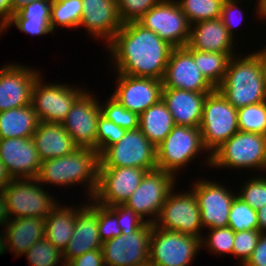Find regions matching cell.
Segmentation results:
<instances>
[{
  "instance_id": "cell-1",
  "label": "cell",
  "mask_w": 266,
  "mask_h": 266,
  "mask_svg": "<svg viewBox=\"0 0 266 266\" xmlns=\"http://www.w3.org/2000/svg\"><path fill=\"white\" fill-rule=\"evenodd\" d=\"M105 45L116 73L161 81L174 48L137 21L124 23Z\"/></svg>"
},
{
  "instance_id": "cell-2",
  "label": "cell",
  "mask_w": 266,
  "mask_h": 266,
  "mask_svg": "<svg viewBox=\"0 0 266 266\" xmlns=\"http://www.w3.org/2000/svg\"><path fill=\"white\" fill-rule=\"evenodd\" d=\"M216 89L236 109L266 101L262 50L243 58L232 56L224 80Z\"/></svg>"
},
{
  "instance_id": "cell-3",
  "label": "cell",
  "mask_w": 266,
  "mask_h": 266,
  "mask_svg": "<svg viewBox=\"0 0 266 266\" xmlns=\"http://www.w3.org/2000/svg\"><path fill=\"white\" fill-rule=\"evenodd\" d=\"M99 154L95 149L78 148L73 153L41 162L36 179L42 185L58 186L87 185L89 199H93L98 188ZM45 183V184H43Z\"/></svg>"
},
{
  "instance_id": "cell-4",
  "label": "cell",
  "mask_w": 266,
  "mask_h": 266,
  "mask_svg": "<svg viewBox=\"0 0 266 266\" xmlns=\"http://www.w3.org/2000/svg\"><path fill=\"white\" fill-rule=\"evenodd\" d=\"M199 128L210 167L211 154L239 131L237 109L217 89L206 96Z\"/></svg>"
},
{
  "instance_id": "cell-5",
  "label": "cell",
  "mask_w": 266,
  "mask_h": 266,
  "mask_svg": "<svg viewBox=\"0 0 266 266\" xmlns=\"http://www.w3.org/2000/svg\"><path fill=\"white\" fill-rule=\"evenodd\" d=\"M211 167L266 171V136L236 132L211 154Z\"/></svg>"
},
{
  "instance_id": "cell-6",
  "label": "cell",
  "mask_w": 266,
  "mask_h": 266,
  "mask_svg": "<svg viewBox=\"0 0 266 266\" xmlns=\"http://www.w3.org/2000/svg\"><path fill=\"white\" fill-rule=\"evenodd\" d=\"M202 151L208 152L203 146L199 127L175 125L167 137L156 146L157 169L176 177L177 172Z\"/></svg>"
},
{
  "instance_id": "cell-7",
  "label": "cell",
  "mask_w": 266,
  "mask_h": 266,
  "mask_svg": "<svg viewBox=\"0 0 266 266\" xmlns=\"http://www.w3.org/2000/svg\"><path fill=\"white\" fill-rule=\"evenodd\" d=\"M2 191L10 219L23 217L46 219L58 204L36 178L13 179Z\"/></svg>"
},
{
  "instance_id": "cell-8",
  "label": "cell",
  "mask_w": 266,
  "mask_h": 266,
  "mask_svg": "<svg viewBox=\"0 0 266 266\" xmlns=\"http://www.w3.org/2000/svg\"><path fill=\"white\" fill-rule=\"evenodd\" d=\"M201 248L200 238L165 230L153 224L149 263L152 266H189Z\"/></svg>"
},
{
  "instance_id": "cell-9",
  "label": "cell",
  "mask_w": 266,
  "mask_h": 266,
  "mask_svg": "<svg viewBox=\"0 0 266 266\" xmlns=\"http://www.w3.org/2000/svg\"><path fill=\"white\" fill-rule=\"evenodd\" d=\"M99 167H137L147 172L157 169L156 147L140 128L126 130L118 143L99 156Z\"/></svg>"
},
{
  "instance_id": "cell-10",
  "label": "cell",
  "mask_w": 266,
  "mask_h": 266,
  "mask_svg": "<svg viewBox=\"0 0 266 266\" xmlns=\"http://www.w3.org/2000/svg\"><path fill=\"white\" fill-rule=\"evenodd\" d=\"M154 225L202 239L201 213L194 192L190 189L176 193L173 188L167 195Z\"/></svg>"
},
{
  "instance_id": "cell-11",
  "label": "cell",
  "mask_w": 266,
  "mask_h": 266,
  "mask_svg": "<svg viewBox=\"0 0 266 266\" xmlns=\"http://www.w3.org/2000/svg\"><path fill=\"white\" fill-rule=\"evenodd\" d=\"M85 91L68 84H44L40 75L32 87L31 104L39 121L61 124Z\"/></svg>"
},
{
  "instance_id": "cell-12",
  "label": "cell",
  "mask_w": 266,
  "mask_h": 266,
  "mask_svg": "<svg viewBox=\"0 0 266 266\" xmlns=\"http://www.w3.org/2000/svg\"><path fill=\"white\" fill-rule=\"evenodd\" d=\"M137 22L174 48L188 44L190 24L176 0H161Z\"/></svg>"
},
{
  "instance_id": "cell-13",
  "label": "cell",
  "mask_w": 266,
  "mask_h": 266,
  "mask_svg": "<svg viewBox=\"0 0 266 266\" xmlns=\"http://www.w3.org/2000/svg\"><path fill=\"white\" fill-rule=\"evenodd\" d=\"M176 178L163 170L148 171L124 204L131 207L141 218L149 217L146 222L154 224L167 195L175 187Z\"/></svg>"
},
{
  "instance_id": "cell-14",
  "label": "cell",
  "mask_w": 266,
  "mask_h": 266,
  "mask_svg": "<svg viewBox=\"0 0 266 266\" xmlns=\"http://www.w3.org/2000/svg\"><path fill=\"white\" fill-rule=\"evenodd\" d=\"M152 228L153 224L146 223L136 232L121 234L102 242L105 266H137L148 263Z\"/></svg>"
},
{
  "instance_id": "cell-15",
  "label": "cell",
  "mask_w": 266,
  "mask_h": 266,
  "mask_svg": "<svg viewBox=\"0 0 266 266\" xmlns=\"http://www.w3.org/2000/svg\"><path fill=\"white\" fill-rule=\"evenodd\" d=\"M146 172L137 167H99L98 188L92 200L105 207L125 203Z\"/></svg>"
},
{
  "instance_id": "cell-16",
  "label": "cell",
  "mask_w": 266,
  "mask_h": 266,
  "mask_svg": "<svg viewBox=\"0 0 266 266\" xmlns=\"http://www.w3.org/2000/svg\"><path fill=\"white\" fill-rule=\"evenodd\" d=\"M100 114L99 100L94 94L91 95V92L85 91L72 105L61 124L79 148L96 150L97 125Z\"/></svg>"
},
{
  "instance_id": "cell-17",
  "label": "cell",
  "mask_w": 266,
  "mask_h": 266,
  "mask_svg": "<svg viewBox=\"0 0 266 266\" xmlns=\"http://www.w3.org/2000/svg\"><path fill=\"white\" fill-rule=\"evenodd\" d=\"M192 185L203 228L209 229L228 227L231 204L237 195L224 187L223 184L208 180H200Z\"/></svg>"
},
{
  "instance_id": "cell-18",
  "label": "cell",
  "mask_w": 266,
  "mask_h": 266,
  "mask_svg": "<svg viewBox=\"0 0 266 266\" xmlns=\"http://www.w3.org/2000/svg\"><path fill=\"white\" fill-rule=\"evenodd\" d=\"M162 84L163 88L192 92H214L216 90L196 66L192 49L187 46L173 48Z\"/></svg>"
},
{
  "instance_id": "cell-19",
  "label": "cell",
  "mask_w": 266,
  "mask_h": 266,
  "mask_svg": "<svg viewBox=\"0 0 266 266\" xmlns=\"http://www.w3.org/2000/svg\"><path fill=\"white\" fill-rule=\"evenodd\" d=\"M116 89L111 94L126 109L138 115L162 99L161 80L117 73Z\"/></svg>"
},
{
  "instance_id": "cell-20",
  "label": "cell",
  "mask_w": 266,
  "mask_h": 266,
  "mask_svg": "<svg viewBox=\"0 0 266 266\" xmlns=\"http://www.w3.org/2000/svg\"><path fill=\"white\" fill-rule=\"evenodd\" d=\"M42 75L15 63L0 67V112L31 104L32 87Z\"/></svg>"
},
{
  "instance_id": "cell-21",
  "label": "cell",
  "mask_w": 266,
  "mask_h": 266,
  "mask_svg": "<svg viewBox=\"0 0 266 266\" xmlns=\"http://www.w3.org/2000/svg\"><path fill=\"white\" fill-rule=\"evenodd\" d=\"M0 160L12 179L36 178L42 162L33 138L0 139Z\"/></svg>"
},
{
  "instance_id": "cell-22",
  "label": "cell",
  "mask_w": 266,
  "mask_h": 266,
  "mask_svg": "<svg viewBox=\"0 0 266 266\" xmlns=\"http://www.w3.org/2000/svg\"><path fill=\"white\" fill-rule=\"evenodd\" d=\"M82 8L79 27L108 44L123 25L116 0H82Z\"/></svg>"
},
{
  "instance_id": "cell-23",
  "label": "cell",
  "mask_w": 266,
  "mask_h": 266,
  "mask_svg": "<svg viewBox=\"0 0 266 266\" xmlns=\"http://www.w3.org/2000/svg\"><path fill=\"white\" fill-rule=\"evenodd\" d=\"M210 93L163 88L162 100L171 112L175 125L200 127L204 101Z\"/></svg>"
},
{
  "instance_id": "cell-24",
  "label": "cell",
  "mask_w": 266,
  "mask_h": 266,
  "mask_svg": "<svg viewBox=\"0 0 266 266\" xmlns=\"http://www.w3.org/2000/svg\"><path fill=\"white\" fill-rule=\"evenodd\" d=\"M101 247L97 213L85 204L75 214L74 232L63 252L64 262L67 264L70 260Z\"/></svg>"
},
{
  "instance_id": "cell-25",
  "label": "cell",
  "mask_w": 266,
  "mask_h": 266,
  "mask_svg": "<svg viewBox=\"0 0 266 266\" xmlns=\"http://www.w3.org/2000/svg\"><path fill=\"white\" fill-rule=\"evenodd\" d=\"M234 38L220 18L204 20L190 25L189 49L204 52L235 53Z\"/></svg>"
},
{
  "instance_id": "cell-26",
  "label": "cell",
  "mask_w": 266,
  "mask_h": 266,
  "mask_svg": "<svg viewBox=\"0 0 266 266\" xmlns=\"http://www.w3.org/2000/svg\"><path fill=\"white\" fill-rule=\"evenodd\" d=\"M32 138L41 161L62 157L79 148L62 124L39 121Z\"/></svg>"
},
{
  "instance_id": "cell-27",
  "label": "cell",
  "mask_w": 266,
  "mask_h": 266,
  "mask_svg": "<svg viewBox=\"0 0 266 266\" xmlns=\"http://www.w3.org/2000/svg\"><path fill=\"white\" fill-rule=\"evenodd\" d=\"M4 227L7 250L16 256L24 255L35 242L45 237V219L39 217L10 219Z\"/></svg>"
},
{
  "instance_id": "cell-28",
  "label": "cell",
  "mask_w": 266,
  "mask_h": 266,
  "mask_svg": "<svg viewBox=\"0 0 266 266\" xmlns=\"http://www.w3.org/2000/svg\"><path fill=\"white\" fill-rule=\"evenodd\" d=\"M85 205L78 208L60 205L52 209L45 219V237L54 247L64 252L74 232L75 214Z\"/></svg>"
},
{
  "instance_id": "cell-29",
  "label": "cell",
  "mask_w": 266,
  "mask_h": 266,
  "mask_svg": "<svg viewBox=\"0 0 266 266\" xmlns=\"http://www.w3.org/2000/svg\"><path fill=\"white\" fill-rule=\"evenodd\" d=\"M38 123L32 104L0 112V139L32 138Z\"/></svg>"
},
{
  "instance_id": "cell-30",
  "label": "cell",
  "mask_w": 266,
  "mask_h": 266,
  "mask_svg": "<svg viewBox=\"0 0 266 266\" xmlns=\"http://www.w3.org/2000/svg\"><path fill=\"white\" fill-rule=\"evenodd\" d=\"M174 126L172 114L162 99L139 115V128L155 147L167 137Z\"/></svg>"
},
{
  "instance_id": "cell-31",
  "label": "cell",
  "mask_w": 266,
  "mask_h": 266,
  "mask_svg": "<svg viewBox=\"0 0 266 266\" xmlns=\"http://www.w3.org/2000/svg\"><path fill=\"white\" fill-rule=\"evenodd\" d=\"M234 55L235 53L204 52L192 49L196 66L215 88L223 82L228 62Z\"/></svg>"
},
{
  "instance_id": "cell-32",
  "label": "cell",
  "mask_w": 266,
  "mask_h": 266,
  "mask_svg": "<svg viewBox=\"0 0 266 266\" xmlns=\"http://www.w3.org/2000/svg\"><path fill=\"white\" fill-rule=\"evenodd\" d=\"M83 13L82 0H52L50 26L52 31L56 25L66 28H78Z\"/></svg>"
},
{
  "instance_id": "cell-33",
  "label": "cell",
  "mask_w": 266,
  "mask_h": 266,
  "mask_svg": "<svg viewBox=\"0 0 266 266\" xmlns=\"http://www.w3.org/2000/svg\"><path fill=\"white\" fill-rule=\"evenodd\" d=\"M190 25L218 19L225 0H176Z\"/></svg>"
},
{
  "instance_id": "cell-34",
  "label": "cell",
  "mask_w": 266,
  "mask_h": 266,
  "mask_svg": "<svg viewBox=\"0 0 266 266\" xmlns=\"http://www.w3.org/2000/svg\"><path fill=\"white\" fill-rule=\"evenodd\" d=\"M238 130L266 136V101L237 109Z\"/></svg>"
},
{
  "instance_id": "cell-35",
  "label": "cell",
  "mask_w": 266,
  "mask_h": 266,
  "mask_svg": "<svg viewBox=\"0 0 266 266\" xmlns=\"http://www.w3.org/2000/svg\"><path fill=\"white\" fill-rule=\"evenodd\" d=\"M25 256L31 266H58L62 260V266H66L63 252L54 247L46 237L35 242Z\"/></svg>"
},
{
  "instance_id": "cell-36",
  "label": "cell",
  "mask_w": 266,
  "mask_h": 266,
  "mask_svg": "<svg viewBox=\"0 0 266 266\" xmlns=\"http://www.w3.org/2000/svg\"><path fill=\"white\" fill-rule=\"evenodd\" d=\"M228 227L234 232L258 229L257 211L236 196L231 204Z\"/></svg>"
},
{
  "instance_id": "cell-37",
  "label": "cell",
  "mask_w": 266,
  "mask_h": 266,
  "mask_svg": "<svg viewBox=\"0 0 266 266\" xmlns=\"http://www.w3.org/2000/svg\"><path fill=\"white\" fill-rule=\"evenodd\" d=\"M101 104V114L108 120L126 130L139 128V115L126 109L112 96L105 103Z\"/></svg>"
},
{
  "instance_id": "cell-38",
  "label": "cell",
  "mask_w": 266,
  "mask_h": 266,
  "mask_svg": "<svg viewBox=\"0 0 266 266\" xmlns=\"http://www.w3.org/2000/svg\"><path fill=\"white\" fill-rule=\"evenodd\" d=\"M87 204L97 213L98 230L102 242L116 238L122 234L118 225L117 214L110 208L99 205L96 201L89 199Z\"/></svg>"
},
{
  "instance_id": "cell-39",
  "label": "cell",
  "mask_w": 266,
  "mask_h": 266,
  "mask_svg": "<svg viewBox=\"0 0 266 266\" xmlns=\"http://www.w3.org/2000/svg\"><path fill=\"white\" fill-rule=\"evenodd\" d=\"M207 237L201 239V246L214 254H231L234 244V231L230 227L210 229Z\"/></svg>"
},
{
  "instance_id": "cell-40",
  "label": "cell",
  "mask_w": 266,
  "mask_h": 266,
  "mask_svg": "<svg viewBox=\"0 0 266 266\" xmlns=\"http://www.w3.org/2000/svg\"><path fill=\"white\" fill-rule=\"evenodd\" d=\"M252 176L245 182L237 196L249 204L254 210H259L266 205V177Z\"/></svg>"
},
{
  "instance_id": "cell-41",
  "label": "cell",
  "mask_w": 266,
  "mask_h": 266,
  "mask_svg": "<svg viewBox=\"0 0 266 266\" xmlns=\"http://www.w3.org/2000/svg\"><path fill=\"white\" fill-rule=\"evenodd\" d=\"M126 129L108 120L102 114L98 118L96 151L99 156L109 147L119 142Z\"/></svg>"
},
{
  "instance_id": "cell-42",
  "label": "cell",
  "mask_w": 266,
  "mask_h": 266,
  "mask_svg": "<svg viewBox=\"0 0 266 266\" xmlns=\"http://www.w3.org/2000/svg\"><path fill=\"white\" fill-rule=\"evenodd\" d=\"M261 232L258 229L234 232V244L232 255L239 258L241 266L251 256L256 248Z\"/></svg>"
},
{
  "instance_id": "cell-43",
  "label": "cell",
  "mask_w": 266,
  "mask_h": 266,
  "mask_svg": "<svg viewBox=\"0 0 266 266\" xmlns=\"http://www.w3.org/2000/svg\"><path fill=\"white\" fill-rule=\"evenodd\" d=\"M161 0H116L122 23L137 21Z\"/></svg>"
},
{
  "instance_id": "cell-44",
  "label": "cell",
  "mask_w": 266,
  "mask_h": 266,
  "mask_svg": "<svg viewBox=\"0 0 266 266\" xmlns=\"http://www.w3.org/2000/svg\"><path fill=\"white\" fill-rule=\"evenodd\" d=\"M118 217V225L122 234H129L141 229L147 222L141 218L134 210L124 203L110 207Z\"/></svg>"
},
{
  "instance_id": "cell-45",
  "label": "cell",
  "mask_w": 266,
  "mask_h": 266,
  "mask_svg": "<svg viewBox=\"0 0 266 266\" xmlns=\"http://www.w3.org/2000/svg\"><path fill=\"white\" fill-rule=\"evenodd\" d=\"M16 25V27L24 33L42 36L53 33L50 20H30L23 19L17 12L13 15L12 19L6 24V26L0 31V34L5 30L9 29L10 26Z\"/></svg>"
},
{
  "instance_id": "cell-46",
  "label": "cell",
  "mask_w": 266,
  "mask_h": 266,
  "mask_svg": "<svg viewBox=\"0 0 266 266\" xmlns=\"http://www.w3.org/2000/svg\"><path fill=\"white\" fill-rule=\"evenodd\" d=\"M238 2H239V0H225L223 7H222V11H221V16H220V19H221L223 25L227 28V31L229 32V34L233 38L235 35L233 33L234 32L233 28L238 27L239 24L244 19L243 11L238 6Z\"/></svg>"
},
{
  "instance_id": "cell-47",
  "label": "cell",
  "mask_w": 266,
  "mask_h": 266,
  "mask_svg": "<svg viewBox=\"0 0 266 266\" xmlns=\"http://www.w3.org/2000/svg\"><path fill=\"white\" fill-rule=\"evenodd\" d=\"M51 4L52 0H34L21 8L17 13L23 19L50 20Z\"/></svg>"
},
{
  "instance_id": "cell-48",
  "label": "cell",
  "mask_w": 266,
  "mask_h": 266,
  "mask_svg": "<svg viewBox=\"0 0 266 266\" xmlns=\"http://www.w3.org/2000/svg\"><path fill=\"white\" fill-rule=\"evenodd\" d=\"M66 266H105L101 249L88 251L70 260Z\"/></svg>"
},
{
  "instance_id": "cell-49",
  "label": "cell",
  "mask_w": 266,
  "mask_h": 266,
  "mask_svg": "<svg viewBox=\"0 0 266 266\" xmlns=\"http://www.w3.org/2000/svg\"><path fill=\"white\" fill-rule=\"evenodd\" d=\"M242 266H266V233H261L256 248Z\"/></svg>"
},
{
  "instance_id": "cell-50",
  "label": "cell",
  "mask_w": 266,
  "mask_h": 266,
  "mask_svg": "<svg viewBox=\"0 0 266 266\" xmlns=\"http://www.w3.org/2000/svg\"><path fill=\"white\" fill-rule=\"evenodd\" d=\"M12 0H0V31L13 17Z\"/></svg>"
},
{
  "instance_id": "cell-51",
  "label": "cell",
  "mask_w": 266,
  "mask_h": 266,
  "mask_svg": "<svg viewBox=\"0 0 266 266\" xmlns=\"http://www.w3.org/2000/svg\"><path fill=\"white\" fill-rule=\"evenodd\" d=\"M9 220L10 218L7 211L6 200L4 198L3 191L0 190V226L4 228L3 226H5Z\"/></svg>"
},
{
  "instance_id": "cell-52",
  "label": "cell",
  "mask_w": 266,
  "mask_h": 266,
  "mask_svg": "<svg viewBox=\"0 0 266 266\" xmlns=\"http://www.w3.org/2000/svg\"><path fill=\"white\" fill-rule=\"evenodd\" d=\"M13 179L12 177L9 175L7 168L5 167V165L2 163V161L0 160V190H3L4 187L11 182Z\"/></svg>"
},
{
  "instance_id": "cell-53",
  "label": "cell",
  "mask_w": 266,
  "mask_h": 266,
  "mask_svg": "<svg viewBox=\"0 0 266 266\" xmlns=\"http://www.w3.org/2000/svg\"><path fill=\"white\" fill-rule=\"evenodd\" d=\"M257 218H258V230L261 233H266V205L257 210Z\"/></svg>"
},
{
  "instance_id": "cell-54",
  "label": "cell",
  "mask_w": 266,
  "mask_h": 266,
  "mask_svg": "<svg viewBox=\"0 0 266 266\" xmlns=\"http://www.w3.org/2000/svg\"><path fill=\"white\" fill-rule=\"evenodd\" d=\"M34 0H12L13 14ZM36 1V0H35Z\"/></svg>"
},
{
  "instance_id": "cell-55",
  "label": "cell",
  "mask_w": 266,
  "mask_h": 266,
  "mask_svg": "<svg viewBox=\"0 0 266 266\" xmlns=\"http://www.w3.org/2000/svg\"><path fill=\"white\" fill-rule=\"evenodd\" d=\"M258 17L266 20V0H261L258 3Z\"/></svg>"
},
{
  "instance_id": "cell-56",
  "label": "cell",
  "mask_w": 266,
  "mask_h": 266,
  "mask_svg": "<svg viewBox=\"0 0 266 266\" xmlns=\"http://www.w3.org/2000/svg\"><path fill=\"white\" fill-rule=\"evenodd\" d=\"M2 233H0V255H2L7 250V241H6L5 231H3Z\"/></svg>"
},
{
  "instance_id": "cell-57",
  "label": "cell",
  "mask_w": 266,
  "mask_h": 266,
  "mask_svg": "<svg viewBox=\"0 0 266 266\" xmlns=\"http://www.w3.org/2000/svg\"><path fill=\"white\" fill-rule=\"evenodd\" d=\"M262 63H263V75L266 88V47L262 49Z\"/></svg>"
},
{
  "instance_id": "cell-58",
  "label": "cell",
  "mask_w": 266,
  "mask_h": 266,
  "mask_svg": "<svg viewBox=\"0 0 266 266\" xmlns=\"http://www.w3.org/2000/svg\"><path fill=\"white\" fill-rule=\"evenodd\" d=\"M137 266H152V265L148 262V263H144V264L137 265Z\"/></svg>"
},
{
  "instance_id": "cell-59",
  "label": "cell",
  "mask_w": 266,
  "mask_h": 266,
  "mask_svg": "<svg viewBox=\"0 0 266 266\" xmlns=\"http://www.w3.org/2000/svg\"><path fill=\"white\" fill-rule=\"evenodd\" d=\"M261 0H257V12H256V14H258V3L260 2Z\"/></svg>"
}]
</instances>
